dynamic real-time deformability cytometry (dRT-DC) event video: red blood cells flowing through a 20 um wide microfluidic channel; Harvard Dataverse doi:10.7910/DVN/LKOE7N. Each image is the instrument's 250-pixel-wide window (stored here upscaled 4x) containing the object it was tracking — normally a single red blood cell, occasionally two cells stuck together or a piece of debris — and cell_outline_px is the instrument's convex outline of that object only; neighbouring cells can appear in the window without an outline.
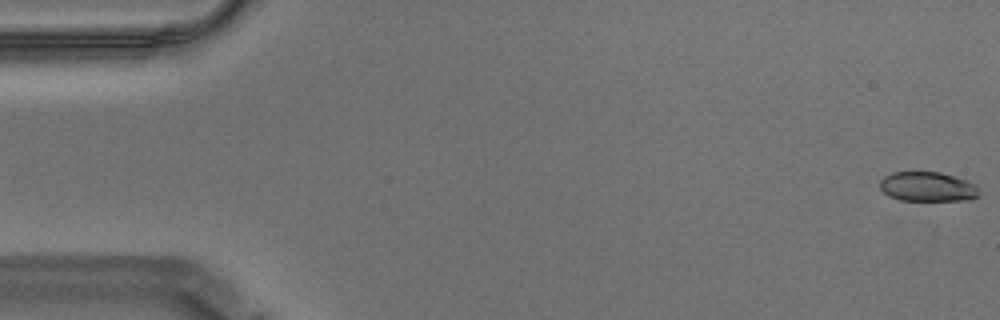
{"species": "Egyptian fruit bat (a non-hibernating species)", "species_latin": "Rousettus aegyptiacus", "temperature_condition": "warm", "stored_images_in_passage": 3, "camera_frame_rate_fps": 3000, "um_per_image_px": 0.085, "animal": {"sex": "male"}, "frame": {"image": 1, "passage_image": 1, "time_ms": 0.0, "image_size_px": [1000, 320], "cell_outline_px": [[980, 196], [972, 200], [900, 200], [888, 196], [880, 188], [880, 180], [884, 176], [892, 172], [940, 172], [976, 184], [980, 192]], "centroid_in_image_um": [78.86, 15.88], "position_along_channel_um": 6.1, "area_um2": 17.17}}